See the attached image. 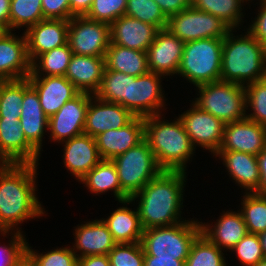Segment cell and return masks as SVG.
Returning <instances> with one entry per match:
<instances>
[{"instance_id":"6da1fadb","label":"cell","mask_w":266,"mask_h":266,"mask_svg":"<svg viewBox=\"0 0 266 266\" xmlns=\"http://www.w3.org/2000/svg\"><path fill=\"white\" fill-rule=\"evenodd\" d=\"M37 164L0 163V233L15 230L18 224L45 214L36 196Z\"/></svg>"},{"instance_id":"7a4b0ae2","label":"cell","mask_w":266,"mask_h":266,"mask_svg":"<svg viewBox=\"0 0 266 266\" xmlns=\"http://www.w3.org/2000/svg\"><path fill=\"white\" fill-rule=\"evenodd\" d=\"M185 171L162 170L130 200L138 198V214L143 230L175 225L180 221L183 206Z\"/></svg>"},{"instance_id":"3957f363","label":"cell","mask_w":266,"mask_h":266,"mask_svg":"<svg viewBox=\"0 0 266 266\" xmlns=\"http://www.w3.org/2000/svg\"><path fill=\"white\" fill-rule=\"evenodd\" d=\"M233 30L223 38L220 81L246 86L265 78L266 47L248 30L239 37Z\"/></svg>"},{"instance_id":"277c9868","label":"cell","mask_w":266,"mask_h":266,"mask_svg":"<svg viewBox=\"0 0 266 266\" xmlns=\"http://www.w3.org/2000/svg\"><path fill=\"white\" fill-rule=\"evenodd\" d=\"M161 116L144 118V138L162 170L186 171V164L192 159L195 147L179 117L169 122L165 119L161 121Z\"/></svg>"},{"instance_id":"5b68a950","label":"cell","mask_w":266,"mask_h":266,"mask_svg":"<svg viewBox=\"0 0 266 266\" xmlns=\"http://www.w3.org/2000/svg\"><path fill=\"white\" fill-rule=\"evenodd\" d=\"M200 233L198 220L183 219L175 225L145 229L141 240L144 256L186 260L193 241Z\"/></svg>"},{"instance_id":"8992f818","label":"cell","mask_w":266,"mask_h":266,"mask_svg":"<svg viewBox=\"0 0 266 266\" xmlns=\"http://www.w3.org/2000/svg\"><path fill=\"white\" fill-rule=\"evenodd\" d=\"M223 38L189 41L184 44L181 75L196 87L220 81Z\"/></svg>"},{"instance_id":"52a82bcc","label":"cell","mask_w":266,"mask_h":266,"mask_svg":"<svg viewBox=\"0 0 266 266\" xmlns=\"http://www.w3.org/2000/svg\"><path fill=\"white\" fill-rule=\"evenodd\" d=\"M112 161L121 185V202L138 193L162 171L145 139Z\"/></svg>"},{"instance_id":"ba28073f","label":"cell","mask_w":266,"mask_h":266,"mask_svg":"<svg viewBox=\"0 0 266 266\" xmlns=\"http://www.w3.org/2000/svg\"><path fill=\"white\" fill-rule=\"evenodd\" d=\"M196 88L200 96L193 103L224 124L246 118L245 86L216 81Z\"/></svg>"},{"instance_id":"9c48e42d","label":"cell","mask_w":266,"mask_h":266,"mask_svg":"<svg viewBox=\"0 0 266 266\" xmlns=\"http://www.w3.org/2000/svg\"><path fill=\"white\" fill-rule=\"evenodd\" d=\"M166 28L184 43L200 39L224 38L231 30L220 18L191 5L169 17Z\"/></svg>"},{"instance_id":"30bf717a","label":"cell","mask_w":266,"mask_h":266,"mask_svg":"<svg viewBox=\"0 0 266 266\" xmlns=\"http://www.w3.org/2000/svg\"><path fill=\"white\" fill-rule=\"evenodd\" d=\"M67 43L73 54L105 57L110 45V24L74 16L69 20Z\"/></svg>"},{"instance_id":"8fae6325","label":"cell","mask_w":266,"mask_h":266,"mask_svg":"<svg viewBox=\"0 0 266 266\" xmlns=\"http://www.w3.org/2000/svg\"><path fill=\"white\" fill-rule=\"evenodd\" d=\"M162 76L150 71L138 77L129 75L126 108L135 117L145 118L161 114L162 107L165 106V96L161 85Z\"/></svg>"},{"instance_id":"7c38bea8","label":"cell","mask_w":266,"mask_h":266,"mask_svg":"<svg viewBox=\"0 0 266 266\" xmlns=\"http://www.w3.org/2000/svg\"><path fill=\"white\" fill-rule=\"evenodd\" d=\"M191 105L190 110L181 114L179 119L193 146L199 145L215 155L222 144L225 124L193 102Z\"/></svg>"},{"instance_id":"4fadbf2b","label":"cell","mask_w":266,"mask_h":266,"mask_svg":"<svg viewBox=\"0 0 266 266\" xmlns=\"http://www.w3.org/2000/svg\"><path fill=\"white\" fill-rule=\"evenodd\" d=\"M92 96L79 92L48 118L50 139L60 143L84 133L86 112Z\"/></svg>"},{"instance_id":"5bb4252c","label":"cell","mask_w":266,"mask_h":266,"mask_svg":"<svg viewBox=\"0 0 266 266\" xmlns=\"http://www.w3.org/2000/svg\"><path fill=\"white\" fill-rule=\"evenodd\" d=\"M20 118H0V163L37 164L40 152L26 139Z\"/></svg>"},{"instance_id":"9a60e30c","label":"cell","mask_w":266,"mask_h":266,"mask_svg":"<svg viewBox=\"0 0 266 266\" xmlns=\"http://www.w3.org/2000/svg\"><path fill=\"white\" fill-rule=\"evenodd\" d=\"M184 44L167 28L158 30L146 51L149 71L163 75V78L176 75L181 64Z\"/></svg>"},{"instance_id":"2e32d148","label":"cell","mask_w":266,"mask_h":266,"mask_svg":"<svg viewBox=\"0 0 266 266\" xmlns=\"http://www.w3.org/2000/svg\"><path fill=\"white\" fill-rule=\"evenodd\" d=\"M266 147V126L247 118L227 123L218 151H238L258 155Z\"/></svg>"},{"instance_id":"e0dca14e","label":"cell","mask_w":266,"mask_h":266,"mask_svg":"<svg viewBox=\"0 0 266 266\" xmlns=\"http://www.w3.org/2000/svg\"><path fill=\"white\" fill-rule=\"evenodd\" d=\"M134 118L122 105L103 101L93 95L86 112L84 133L95 138L103 132L126 126Z\"/></svg>"},{"instance_id":"ac0fdd59","label":"cell","mask_w":266,"mask_h":266,"mask_svg":"<svg viewBox=\"0 0 266 266\" xmlns=\"http://www.w3.org/2000/svg\"><path fill=\"white\" fill-rule=\"evenodd\" d=\"M69 20L44 19L24 32L31 63L41 54L67 44Z\"/></svg>"},{"instance_id":"d6986e66","label":"cell","mask_w":266,"mask_h":266,"mask_svg":"<svg viewBox=\"0 0 266 266\" xmlns=\"http://www.w3.org/2000/svg\"><path fill=\"white\" fill-rule=\"evenodd\" d=\"M22 35L9 31L0 39V81L28 78L31 73L27 42Z\"/></svg>"},{"instance_id":"ffe728a7","label":"cell","mask_w":266,"mask_h":266,"mask_svg":"<svg viewBox=\"0 0 266 266\" xmlns=\"http://www.w3.org/2000/svg\"><path fill=\"white\" fill-rule=\"evenodd\" d=\"M144 118L135 117L120 129H111L95 137L101 159L112 160L144 140Z\"/></svg>"},{"instance_id":"44dd1931","label":"cell","mask_w":266,"mask_h":266,"mask_svg":"<svg viewBox=\"0 0 266 266\" xmlns=\"http://www.w3.org/2000/svg\"><path fill=\"white\" fill-rule=\"evenodd\" d=\"M62 143H65L64 166L78 181L102 160L95 138L88 134L83 133Z\"/></svg>"},{"instance_id":"7402d4cb","label":"cell","mask_w":266,"mask_h":266,"mask_svg":"<svg viewBox=\"0 0 266 266\" xmlns=\"http://www.w3.org/2000/svg\"><path fill=\"white\" fill-rule=\"evenodd\" d=\"M38 93L41 108L49 118L79 91L65 76H28Z\"/></svg>"},{"instance_id":"603a6c76","label":"cell","mask_w":266,"mask_h":266,"mask_svg":"<svg viewBox=\"0 0 266 266\" xmlns=\"http://www.w3.org/2000/svg\"><path fill=\"white\" fill-rule=\"evenodd\" d=\"M19 122L26 139L40 152L42 138L48 130V117L44 114L38 93L28 78H24V99Z\"/></svg>"},{"instance_id":"cb8c5ba5","label":"cell","mask_w":266,"mask_h":266,"mask_svg":"<svg viewBox=\"0 0 266 266\" xmlns=\"http://www.w3.org/2000/svg\"><path fill=\"white\" fill-rule=\"evenodd\" d=\"M157 31L153 25L123 15L110 24V42L146 52L154 41Z\"/></svg>"},{"instance_id":"d4e9b609","label":"cell","mask_w":266,"mask_h":266,"mask_svg":"<svg viewBox=\"0 0 266 266\" xmlns=\"http://www.w3.org/2000/svg\"><path fill=\"white\" fill-rule=\"evenodd\" d=\"M73 234H75V244L72 250L78 258L108 255L117 244L102 219L77 225Z\"/></svg>"},{"instance_id":"484cf974","label":"cell","mask_w":266,"mask_h":266,"mask_svg":"<svg viewBox=\"0 0 266 266\" xmlns=\"http://www.w3.org/2000/svg\"><path fill=\"white\" fill-rule=\"evenodd\" d=\"M105 57L73 54L65 77L79 92L94 95L105 71Z\"/></svg>"},{"instance_id":"4316f807","label":"cell","mask_w":266,"mask_h":266,"mask_svg":"<svg viewBox=\"0 0 266 266\" xmlns=\"http://www.w3.org/2000/svg\"><path fill=\"white\" fill-rule=\"evenodd\" d=\"M215 156L223 160L229 176L231 175L246 193L259 194L260 170L256 155L238 151H218Z\"/></svg>"},{"instance_id":"83f0119b","label":"cell","mask_w":266,"mask_h":266,"mask_svg":"<svg viewBox=\"0 0 266 266\" xmlns=\"http://www.w3.org/2000/svg\"><path fill=\"white\" fill-rule=\"evenodd\" d=\"M216 221L214 226L200 222L201 233L223 251L231 250L248 233L240 210L224 211Z\"/></svg>"},{"instance_id":"f1b7e54d","label":"cell","mask_w":266,"mask_h":266,"mask_svg":"<svg viewBox=\"0 0 266 266\" xmlns=\"http://www.w3.org/2000/svg\"><path fill=\"white\" fill-rule=\"evenodd\" d=\"M105 70L138 77L149 71L147 52L125 48L110 42L105 55Z\"/></svg>"},{"instance_id":"f546056e","label":"cell","mask_w":266,"mask_h":266,"mask_svg":"<svg viewBox=\"0 0 266 266\" xmlns=\"http://www.w3.org/2000/svg\"><path fill=\"white\" fill-rule=\"evenodd\" d=\"M116 243L141 242L143 228L140 224L138 210L119 207L106 219H103Z\"/></svg>"},{"instance_id":"4dcf8cb0","label":"cell","mask_w":266,"mask_h":266,"mask_svg":"<svg viewBox=\"0 0 266 266\" xmlns=\"http://www.w3.org/2000/svg\"><path fill=\"white\" fill-rule=\"evenodd\" d=\"M94 194H101L112 190L117 201L123 205L132 203L130 199L121 202V185L115 164L112 160L102 159L80 181Z\"/></svg>"},{"instance_id":"1f68e13d","label":"cell","mask_w":266,"mask_h":266,"mask_svg":"<svg viewBox=\"0 0 266 266\" xmlns=\"http://www.w3.org/2000/svg\"><path fill=\"white\" fill-rule=\"evenodd\" d=\"M72 55L68 43L45 52L31 63L29 76H65Z\"/></svg>"},{"instance_id":"d6a6232c","label":"cell","mask_w":266,"mask_h":266,"mask_svg":"<svg viewBox=\"0 0 266 266\" xmlns=\"http://www.w3.org/2000/svg\"><path fill=\"white\" fill-rule=\"evenodd\" d=\"M244 1L249 0H191V6L220 18L236 31L244 18L241 12Z\"/></svg>"},{"instance_id":"836d02e7","label":"cell","mask_w":266,"mask_h":266,"mask_svg":"<svg viewBox=\"0 0 266 266\" xmlns=\"http://www.w3.org/2000/svg\"><path fill=\"white\" fill-rule=\"evenodd\" d=\"M129 75L114 70H105L94 96L106 102L117 103L126 108Z\"/></svg>"},{"instance_id":"e575fe53","label":"cell","mask_w":266,"mask_h":266,"mask_svg":"<svg viewBox=\"0 0 266 266\" xmlns=\"http://www.w3.org/2000/svg\"><path fill=\"white\" fill-rule=\"evenodd\" d=\"M241 214L248 233L260 234L266 231V195L244 193Z\"/></svg>"},{"instance_id":"d590c367","label":"cell","mask_w":266,"mask_h":266,"mask_svg":"<svg viewBox=\"0 0 266 266\" xmlns=\"http://www.w3.org/2000/svg\"><path fill=\"white\" fill-rule=\"evenodd\" d=\"M224 253L204 234L193 241L185 266H226Z\"/></svg>"},{"instance_id":"8d00e7d4","label":"cell","mask_w":266,"mask_h":266,"mask_svg":"<svg viewBox=\"0 0 266 266\" xmlns=\"http://www.w3.org/2000/svg\"><path fill=\"white\" fill-rule=\"evenodd\" d=\"M44 20L41 0H11L9 31L37 24Z\"/></svg>"},{"instance_id":"74e56055","label":"cell","mask_w":266,"mask_h":266,"mask_svg":"<svg viewBox=\"0 0 266 266\" xmlns=\"http://www.w3.org/2000/svg\"><path fill=\"white\" fill-rule=\"evenodd\" d=\"M24 79L0 81V118H20Z\"/></svg>"},{"instance_id":"f35d334b","label":"cell","mask_w":266,"mask_h":266,"mask_svg":"<svg viewBox=\"0 0 266 266\" xmlns=\"http://www.w3.org/2000/svg\"><path fill=\"white\" fill-rule=\"evenodd\" d=\"M125 15L153 25L157 30L167 27L168 18L154 0H127Z\"/></svg>"},{"instance_id":"ab89813d","label":"cell","mask_w":266,"mask_h":266,"mask_svg":"<svg viewBox=\"0 0 266 266\" xmlns=\"http://www.w3.org/2000/svg\"><path fill=\"white\" fill-rule=\"evenodd\" d=\"M245 102L253 111L246 118L266 126V77L245 86Z\"/></svg>"},{"instance_id":"60d3db41","label":"cell","mask_w":266,"mask_h":266,"mask_svg":"<svg viewBox=\"0 0 266 266\" xmlns=\"http://www.w3.org/2000/svg\"><path fill=\"white\" fill-rule=\"evenodd\" d=\"M127 0H93L85 15L88 19L111 24L125 15Z\"/></svg>"},{"instance_id":"b9f144b4","label":"cell","mask_w":266,"mask_h":266,"mask_svg":"<svg viewBox=\"0 0 266 266\" xmlns=\"http://www.w3.org/2000/svg\"><path fill=\"white\" fill-rule=\"evenodd\" d=\"M111 266H143L144 249L141 242L117 243L108 254Z\"/></svg>"},{"instance_id":"7bdbcfd3","label":"cell","mask_w":266,"mask_h":266,"mask_svg":"<svg viewBox=\"0 0 266 266\" xmlns=\"http://www.w3.org/2000/svg\"><path fill=\"white\" fill-rule=\"evenodd\" d=\"M25 250L35 259L38 266H78V257L72 247L57 248L40 254L26 242Z\"/></svg>"},{"instance_id":"ee69618b","label":"cell","mask_w":266,"mask_h":266,"mask_svg":"<svg viewBox=\"0 0 266 266\" xmlns=\"http://www.w3.org/2000/svg\"><path fill=\"white\" fill-rule=\"evenodd\" d=\"M230 251L244 266H255L265 258L258 234L247 233Z\"/></svg>"},{"instance_id":"f6af8a7d","label":"cell","mask_w":266,"mask_h":266,"mask_svg":"<svg viewBox=\"0 0 266 266\" xmlns=\"http://www.w3.org/2000/svg\"><path fill=\"white\" fill-rule=\"evenodd\" d=\"M13 232L14 233L10 232L13 236H11V240H9V245H0V266H13L15 260L25 250L26 238L21 232Z\"/></svg>"},{"instance_id":"bcb514c9","label":"cell","mask_w":266,"mask_h":266,"mask_svg":"<svg viewBox=\"0 0 266 266\" xmlns=\"http://www.w3.org/2000/svg\"><path fill=\"white\" fill-rule=\"evenodd\" d=\"M44 19L70 20L69 0H41Z\"/></svg>"},{"instance_id":"7dc6e473","label":"cell","mask_w":266,"mask_h":266,"mask_svg":"<svg viewBox=\"0 0 266 266\" xmlns=\"http://www.w3.org/2000/svg\"><path fill=\"white\" fill-rule=\"evenodd\" d=\"M260 10L247 30L266 47V0H260Z\"/></svg>"},{"instance_id":"c3c4849f","label":"cell","mask_w":266,"mask_h":266,"mask_svg":"<svg viewBox=\"0 0 266 266\" xmlns=\"http://www.w3.org/2000/svg\"><path fill=\"white\" fill-rule=\"evenodd\" d=\"M164 15L169 18L172 15L187 9L191 5V0H154Z\"/></svg>"},{"instance_id":"681fc988","label":"cell","mask_w":266,"mask_h":266,"mask_svg":"<svg viewBox=\"0 0 266 266\" xmlns=\"http://www.w3.org/2000/svg\"><path fill=\"white\" fill-rule=\"evenodd\" d=\"M186 260L174 258H158L157 256H144L143 266H185Z\"/></svg>"},{"instance_id":"f907efd6","label":"cell","mask_w":266,"mask_h":266,"mask_svg":"<svg viewBox=\"0 0 266 266\" xmlns=\"http://www.w3.org/2000/svg\"><path fill=\"white\" fill-rule=\"evenodd\" d=\"M93 0H69L70 4V19L74 16H85L91 5Z\"/></svg>"},{"instance_id":"816d5d0a","label":"cell","mask_w":266,"mask_h":266,"mask_svg":"<svg viewBox=\"0 0 266 266\" xmlns=\"http://www.w3.org/2000/svg\"><path fill=\"white\" fill-rule=\"evenodd\" d=\"M78 266H111L108 255H94L78 258Z\"/></svg>"},{"instance_id":"f5cc1de1","label":"cell","mask_w":266,"mask_h":266,"mask_svg":"<svg viewBox=\"0 0 266 266\" xmlns=\"http://www.w3.org/2000/svg\"><path fill=\"white\" fill-rule=\"evenodd\" d=\"M260 170L259 194L266 195V147L257 155Z\"/></svg>"},{"instance_id":"db71d44e","label":"cell","mask_w":266,"mask_h":266,"mask_svg":"<svg viewBox=\"0 0 266 266\" xmlns=\"http://www.w3.org/2000/svg\"><path fill=\"white\" fill-rule=\"evenodd\" d=\"M10 1L0 0V23L9 30Z\"/></svg>"},{"instance_id":"11a10c76","label":"cell","mask_w":266,"mask_h":266,"mask_svg":"<svg viewBox=\"0 0 266 266\" xmlns=\"http://www.w3.org/2000/svg\"><path fill=\"white\" fill-rule=\"evenodd\" d=\"M13 266H38L35 259L24 250L21 255L15 260Z\"/></svg>"},{"instance_id":"9f6ffc18","label":"cell","mask_w":266,"mask_h":266,"mask_svg":"<svg viewBox=\"0 0 266 266\" xmlns=\"http://www.w3.org/2000/svg\"><path fill=\"white\" fill-rule=\"evenodd\" d=\"M259 239L263 249L264 256L266 258V231L259 234Z\"/></svg>"},{"instance_id":"6f0895ef","label":"cell","mask_w":266,"mask_h":266,"mask_svg":"<svg viewBox=\"0 0 266 266\" xmlns=\"http://www.w3.org/2000/svg\"><path fill=\"white\" fill-rule=\"evenodd\" d=\"M9 30L0 23V39L7 33Z\"/></svg>"},{"instance_id":"680465c9","label":"cell","mask_w":266,"mask_h":266,"mask_svg":"<svg viewBox=\"0 0 266 266\" xmlns=\"http://www.w3.org/2000/svg\"><path fill=\"white\" fill-rule=\"evenodd\" d=\"M255 266H266V258L259 261Z\"/></svg>"}]
</instances>
